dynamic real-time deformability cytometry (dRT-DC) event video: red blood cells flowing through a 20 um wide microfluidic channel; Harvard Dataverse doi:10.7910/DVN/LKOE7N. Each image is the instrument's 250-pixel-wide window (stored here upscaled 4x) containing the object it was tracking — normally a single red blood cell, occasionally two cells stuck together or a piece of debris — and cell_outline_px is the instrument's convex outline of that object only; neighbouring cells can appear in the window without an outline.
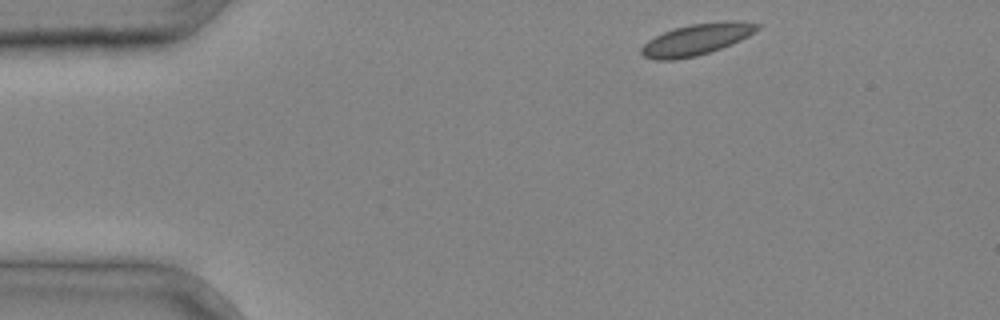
{"species": "common noctule bat (a hibernating species)", "species_latin": "Nyctalus noctula", "temperature_condition": "cold", "stored_images_in_passage": 30, "camera_frame_rate_fps": 3000, "um_per_image_px": 0.085, "animal": {"sex": "male", "body_mass_g": 20.4}, "frame": {"image": 1, "passage_image": 1, "time_ms": 0.0, "image_size_px": [1000, 320], "cell_outline_px": [[760, 28], [756, 32], [732, 44], [696, 56], [672, 60], [652, 60], [644, 56], [640, 52], [640, 48], [648, 40], [672, 28], [692, 24], [732, 20], [760, 24]], "centroid_in_image_um": [59.2, 3.35], "position_along_channel_um": 25.8, "area_um2": 21.1}}
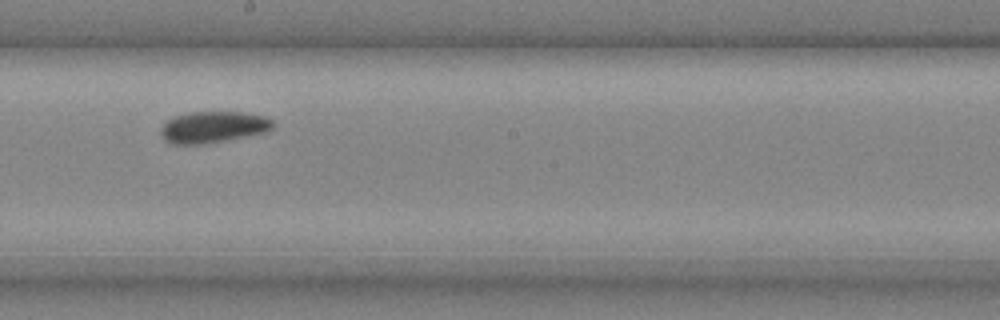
{"frame": {"image": 2, "passage_image": 17, "time_ms": 5.333, "image_size_px": [1000, 320], "cell_outline_px": [[276, 124], [268, 132], [248, 136], [204, 144], [172, 144], [164, 140], [160, 136], [160, 128], [172, 116], [192, 112], [244, 112], [264, 116], [272, 120]], "centroid_in_image_um": [18.12, 10.8], "position_along_channel_um": 230.1, "area_um2": 20.81}}
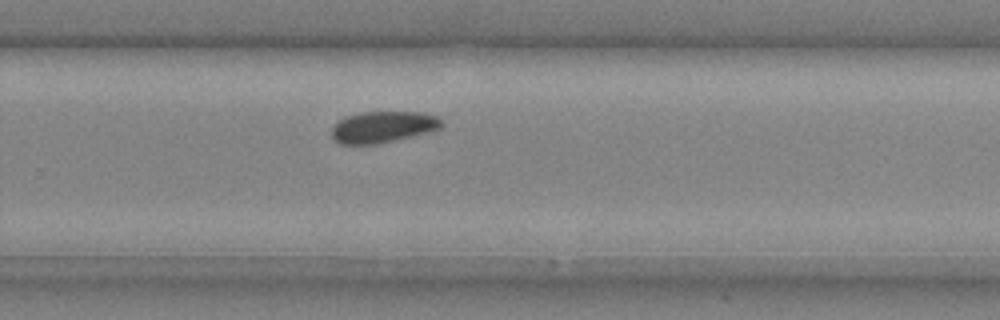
{"frame": {"image": 3, "passage_image": 21, "time_ms": 6.667, "image_size_px": [1000, 320], "cell_outline_px": [[444, 124], [440, 128], [380, 144], [340, 144], [332, 136], [332, 128], [344, 116], [360, 112], [420, 112], [436, 116]], "centroid_in_image_um": [32.52, 10.78], "position_along_channel_um": 297.3, "area_um2": 19.88}}